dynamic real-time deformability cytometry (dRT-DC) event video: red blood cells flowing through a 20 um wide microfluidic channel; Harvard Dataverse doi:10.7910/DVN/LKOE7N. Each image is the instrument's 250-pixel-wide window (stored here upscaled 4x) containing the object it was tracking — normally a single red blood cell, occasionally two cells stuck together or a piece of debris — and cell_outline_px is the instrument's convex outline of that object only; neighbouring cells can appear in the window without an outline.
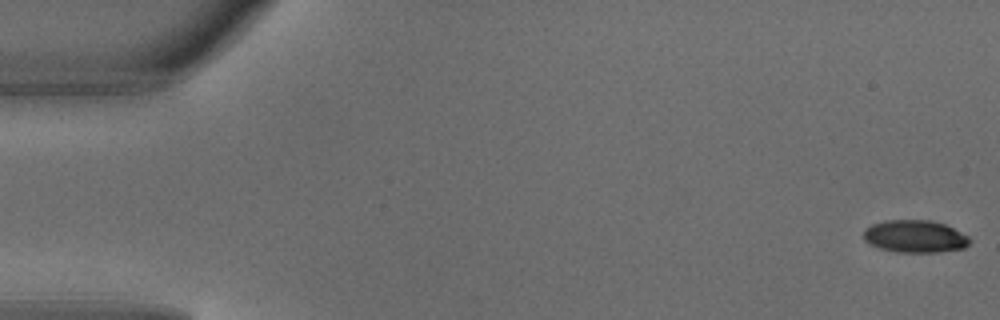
{"species": "common noctule bat (a hibernating species)", "species_latin": "Nyctalus noctula", "temperature_condition": "warm", "stored_images_in_passage": 6, "camera_frame_rate_fps": 3000, "um_per_image_px": 0.085, "animal": {"sex": "male", "body_mass_g": 18.8}, "frame": {"image": 1, "passage_image": 1, "time_ms": 0.0, "image_size_px": [1000, 320], "cell_outline_px": [[972, 240], [964, 248], [940, 252], [896, 252], [880, 248], [868, 244], [864, 240], [864, 228], [872, 224], [884, 220], [932, 220], [944, 224], [968, 236]], "centroid_in_image_um": [77.75, 20.09], "position_along_channel_um": 7.3, "area_um2": 20.17}}
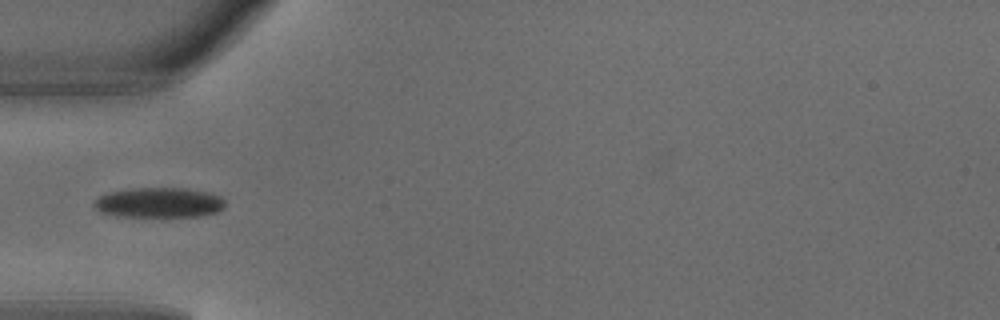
{"frame": {"image": 2, "passage_image": 5, "time_ms": 1.333, "image_size_px": [1000, 320], "cell_outline_px": [[224, 208], [220, 212], [200, 216], [116, 216], [100, 212], [92, 204], [100, 196], [108, 192], [132, 188], [188, 188], [208, 192], [220, 196], [224, 200]], "centroid_in_image_um": [13.54, 17.22], "position_along_channel_um": 71.5, "area_um2": 23.06}}
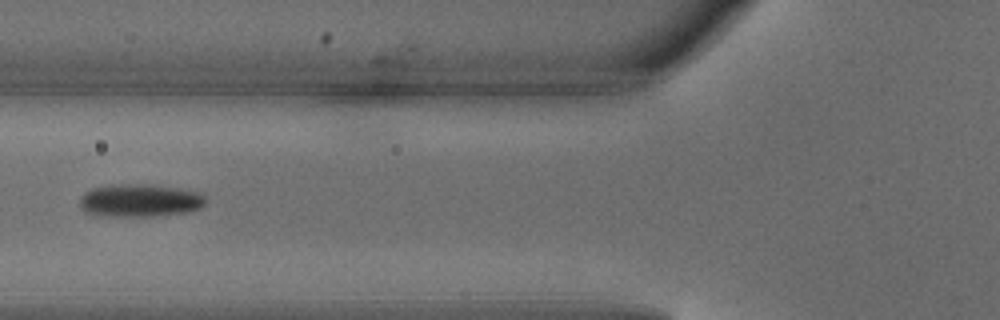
{"frame": {"image": 3, "passage_image": 6, "time_ms": 1.667, "image_size_px": [1000, 320], "cell_outline_px": [[208, 200], [200, 208], [192, 212], [152, 216], [92, 216], [84, 212], [80, 204], [80, 196], [84, 192], [92, 188], [108, 184], [152, 184], [176, 188], [196, 192], [204, 196]], "centroid_in_image_um": [11.85, 17.05], "position_along_channel_um": 114.0, "area_um2": 24.57}}